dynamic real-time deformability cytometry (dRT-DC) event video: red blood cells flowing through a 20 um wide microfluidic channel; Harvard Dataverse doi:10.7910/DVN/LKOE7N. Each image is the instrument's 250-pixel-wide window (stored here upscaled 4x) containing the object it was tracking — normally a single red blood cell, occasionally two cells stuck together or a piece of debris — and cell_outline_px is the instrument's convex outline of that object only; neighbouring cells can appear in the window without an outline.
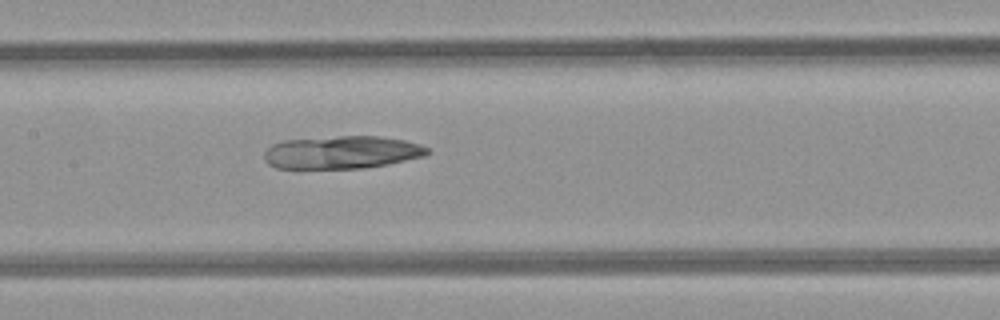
{"species": "common noctule bat (a hibernating species)", "species_latin": "Nyctalus noctula", "temperature_condition": "room temperature", "stored_images_in_passage": 5, "camera_frame_rate_fps": 3000, "um_per_image_px": 0.085, "animal": {"sex": "female", "body_mass_g": 21.9}, "frame": {"image": 1, "passage_image": 5, "time_ms": 5.667, "image_size_px": [1000, 320], "cell_outline_px": [[428, 152], [424, 156], [388, 164], [364, 168], [276, 168], [268, 164], [264, 160], [264, 152], [272, 144], [284, 140], [340, 136], [380, 136], [404, 140], [420, 144], [428, 148]], "centroid_in_image_um": [29.04, 12.94], "position_along_channel_um": 178.4, "area_um2": 31.15}}